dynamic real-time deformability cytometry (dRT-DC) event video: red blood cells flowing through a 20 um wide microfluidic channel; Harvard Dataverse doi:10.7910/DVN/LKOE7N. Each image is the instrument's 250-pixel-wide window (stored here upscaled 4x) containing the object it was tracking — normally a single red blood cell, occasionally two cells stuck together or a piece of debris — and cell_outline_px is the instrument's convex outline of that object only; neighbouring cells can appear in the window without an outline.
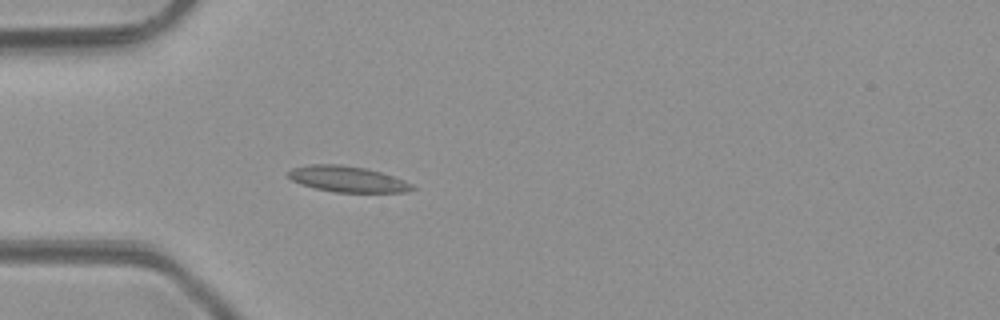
{"species": "common noctule bat (a hibernating species)", "species_latin": "Nyctalus noctula", "temperature_condition": "room temperature", "stored_images_in_passage": 4, "camera_frame_rate_fps": 3000, "um_per_image_px": 0.085, "animal": {"sex": "male", "body_mass_g": 23.1, "forearm_length_mm": 52.7}, "frame": {"image": 1, "passage_image": 4, "time_ms": 3.333, "image_size_px": [1000, 320], "cell_outline_px": [[416, 188], [404, 192], [336, 192], [316, 188], [300, 184], [292, 180], [288, 176], [288, 172], [292, 168], [308, 164], [340, 164], [364, 168], [380, 172], [404, 180], [412, 184]], "centroid_in_image_um": [29.51, 15.22], "position_along_channel_um": 55.5, "area_um2": 18.55}}